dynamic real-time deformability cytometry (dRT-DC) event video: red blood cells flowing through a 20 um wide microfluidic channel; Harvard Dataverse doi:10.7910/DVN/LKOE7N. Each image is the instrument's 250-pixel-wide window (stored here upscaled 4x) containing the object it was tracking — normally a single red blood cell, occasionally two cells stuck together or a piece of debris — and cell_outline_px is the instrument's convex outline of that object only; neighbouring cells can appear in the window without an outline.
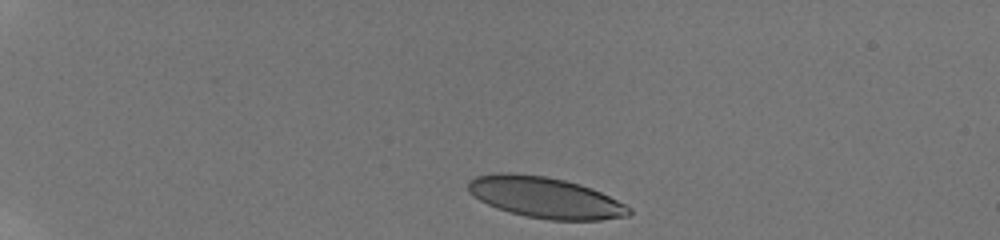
{"species": "human", "species_latin": "Homo sapiens", "temperature_condition": "room temperature", "stored_images_in_passage": 38, "camera_frame_rate_fps": 3000, "um_per_image_px": 0.085, "donor": {"sex": "male"}, "frame": {"image": 1, "passage_image": 1, "time_ms": 0.0, "image_size_px": [1000, 240], "cell_outline_px": [[632, 212], [628, 216], [600, 220], [548, 220], [528, 216], [496, 208], [472, 196], [468, 192], [468, 180], [476, 176], [492, 172], [512, 172], [544, 176], [564, 180], [580, 184], [592, 188], [632, 208]], "centroid_in_image_um": [46.31, 16.77], "position_along_channel_um": 38.7, "area_um2": 38.49}}
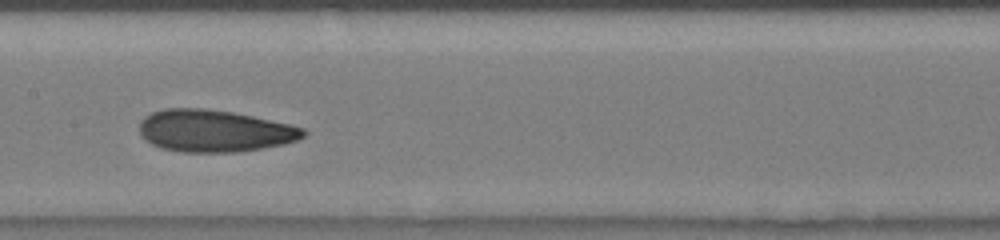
{"frame": {"image": 2, "passage_image": 19, "time_ms": 6.0, "image_size_px": [1000, 240], "cell_outline_px": [[308, 132], [304, 136], [296, 140], [284, 144], [236, 152], [184, 152], [160, 148], [152, 144], [140, 132], [140, 120], [144, 116], [152, 112], [164, 108], [204, 108], [232, 112], [252, 116], [288, 124], [304, 128]], "centroid_in_image_um": [18.21, 11.12], "position_along_channel_um": 189.2, "area_um2": 40.0}}
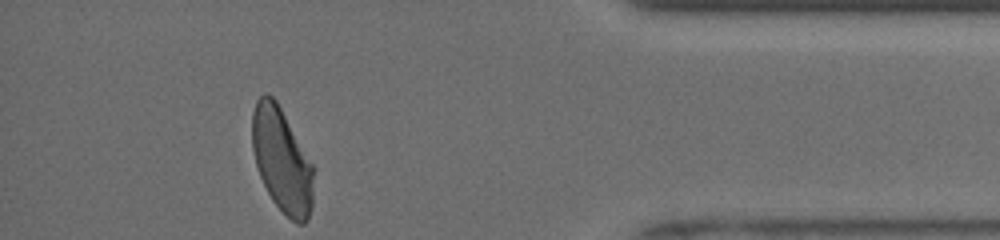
{"frame": {"image": 3, "passage_image": 38, "time_ms": 12.333, "image_size_px": [1000, 240], "cell_outline_px": [[312, 208], [304, 224], [296, 224], [272, 200], [260, 176], [256, 164], [252, 148], [252, 112], [256, 100], [264, 92], [272, 96], [276, 100], [312, 164]], "centroid_in_image_um": [23.93, 13.59], "position_along_channel_um": 411.3, "area_um2": 36.7}, "authors_computed_cell_mechanics": {"area_um2": 39.4196, "velocity_mm_per_s": 3.9587, "shape_relaxation_time_tau1_ms": 4.4977, "shape_relaxation_time_tau2_ms": 1.498, "deformation_change_tau1": 0.1657, "deformation_change_tau2": 0.0843}}